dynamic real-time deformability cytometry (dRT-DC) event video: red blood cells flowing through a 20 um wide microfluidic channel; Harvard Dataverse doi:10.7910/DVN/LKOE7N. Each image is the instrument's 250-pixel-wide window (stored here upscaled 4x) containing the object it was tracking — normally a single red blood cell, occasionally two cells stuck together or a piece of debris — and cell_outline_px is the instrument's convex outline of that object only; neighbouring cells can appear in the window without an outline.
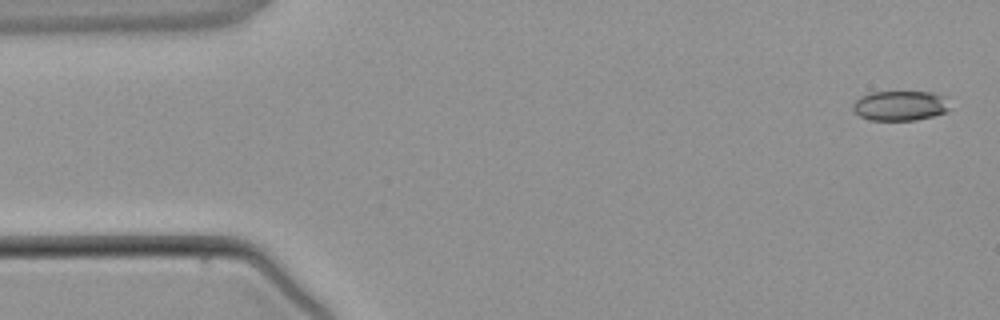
{"species": "common noctule bat (a hibernating species)", "species_latin": "Nyctalus noctula", "temperature_condition": "warm", "stored_images_in_passage": 4, "camera_frame_rate_fps": 3000, "um_per_image_px": 0.085, "animal": {"sex": "male", "body_mass_g": 21.5, "forearm_length_mm": 52.0}, "frame": {"image": 1, "passage_image": 4, "time_ms": 3.667, "image_size_px": [1000, 320], "cell_outline_px": [[952, 108], [948, 112], [916, 120], [868, 120], [860, 116], [852, 108], [852, 104], [860, 96], [872, 92], [932, 92], [948, 96]], "centroid_in_image_um": [76.59, 8.98], "position_along_channel_um": 8.4, "area_um2": 17.28}}